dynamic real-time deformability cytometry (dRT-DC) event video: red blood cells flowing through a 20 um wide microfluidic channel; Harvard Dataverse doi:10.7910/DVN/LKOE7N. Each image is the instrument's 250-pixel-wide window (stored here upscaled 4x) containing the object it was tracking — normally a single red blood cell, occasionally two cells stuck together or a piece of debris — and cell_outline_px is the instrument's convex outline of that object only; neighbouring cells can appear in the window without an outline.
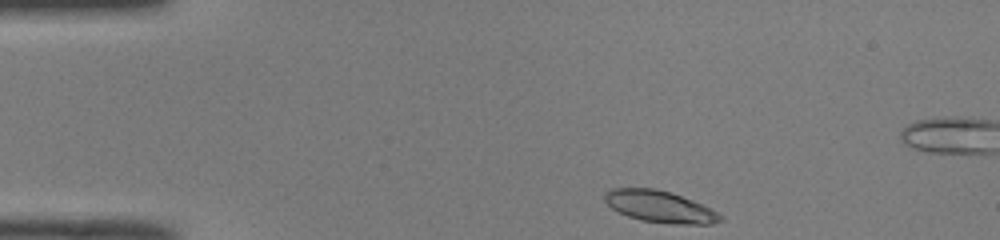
{"species": "common noctule bat (a hibernating species)", "species_latin": "Nyctalus noctula", "temperature_condition": "room temperature", "stored_images_in_passage": 44, "camera_frame_rate_fps": 3000, "um_per_image_px": 0.085, "animal": {"sex": "male", "body_mass_g": 19.0, "forearm_length_mm": 50.8}, "frame": {"image": 1, "passage_image": 1, "time_ms": 0.0, "image_size_px": [1000, 240], "cell_outline_px": [[724, 220], [712, 224], [668, 224], [640, 220], [628, 216], [612, 208], [604, 200], [604, 192], [608, 188], [656, 188], [672, 192], [692, 200], [724, 216]], "centroid_in_image_um": [56.07, 17.56], "position_along_channel_um": 28.9, "area_um2": 21.5}}
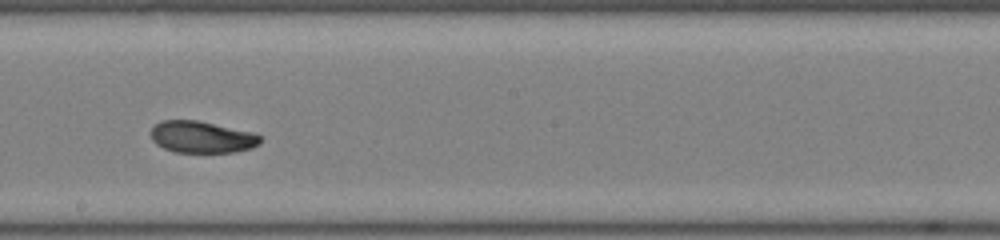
{"frame": {"image": 2, "passage_image": 21, "time_ms": 6.667, "image_size_px": [1000, 240], "cell_outline_px": [[260, 144], [252, 148], [236, 152], [172, 152], [156, 144], [152, 140], [152, 128], [160, 120], [196, 120], [252, 132], [260, 136]], "centroid_in_image_um": [17.15, 11.65], "position_along_channel_um": 231.1, "area_um2": 20.17}}
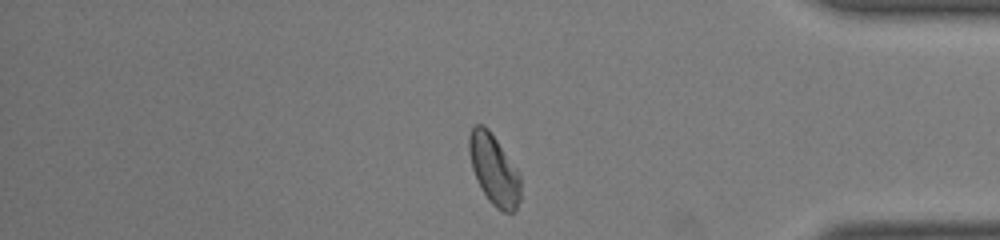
{"frame": {"image": 3, "passage_image": 35, "time_ms": 11.333, "image_size_px": [1000, 240], "cell_outline_px": [[520, 200], [516, 212], [504, 212], [496, 208], [488, 200], [476, 180], [472, 168], [468, 152], [468, 136], [472, 128], [476, 124], [484, 124], [488, 128], [516, 168], [520, 176]], "centroid_in_image_um": [41.97, 14.43], "position_along_channel_um": 393.2, "area_um2": 21.21}, "authors_computed_cell_mechanics": {"area_um2": 20.9236, "velocity_mm_per_s": 3.9674, "shape_relaxation_time_tau1_ms": 3.2384, "shape_relaxation_time_tau2_ms": 2.1629, "deformation_change_tau1": 0.1607, "deformation_change_tau2": 0.0673}}